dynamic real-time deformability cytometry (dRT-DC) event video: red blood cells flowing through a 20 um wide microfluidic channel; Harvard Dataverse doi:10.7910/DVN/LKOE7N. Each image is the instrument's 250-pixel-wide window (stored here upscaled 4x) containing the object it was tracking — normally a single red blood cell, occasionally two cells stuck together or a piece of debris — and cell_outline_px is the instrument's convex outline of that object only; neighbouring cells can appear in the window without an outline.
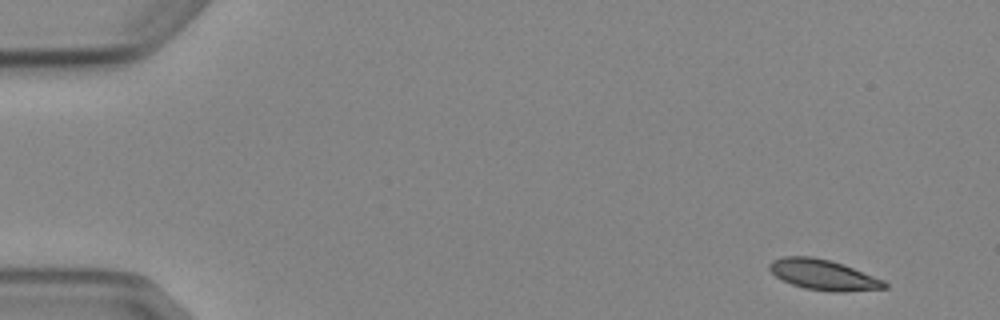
{"species": "Egyptian fruit bat (a non-hibernating species)", "species_latin": "Rousettus aegyptiacus", "temperature_condition": "cold", "stored_images_in_passage": 8, "camera_frame_rate_fps": 3000, "um_per_image_px": 0.085, "animal": {"sex": "female"}, "frame": {"image": 1, "passage_image": 1, "time_ms": 0.0, "image_size_px": [1000, 320], "cell_outline_px": [[888, 288], [844, 292], [832, 292], [804, 288], [792, 284], [776, 276], [768, 268], [768, 264], [772, 260], [784, 256], [812, 256], [832, 260], [844, 264], [884, 280], [888, 284]], "centroid_in_image_um": [70.0, 23.35], "position_along_channel_um": 15.0, "area_um2": 20.58}}
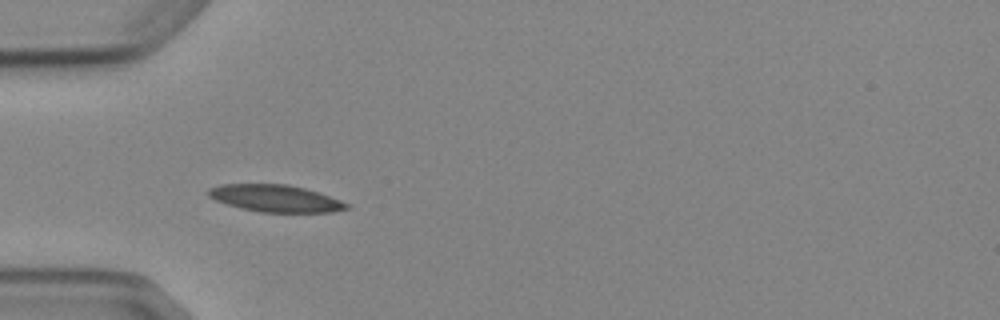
{"frame": {"image": 2, "passage_image": 4, "time_ms": 4.333, "image_size_px": [1000, 320], "cell_outline_px": [[352, 208], [332, 212], [260, 212], [240, 208], [216, 200], [208, 196], [208, 188], [220, 184], [288, 184], [320, 192], [352, 204]], "centroid_in_image_um": [23.48, 16.86], "position_along_channel_um": 61.5, "area_um2": 22.02}}
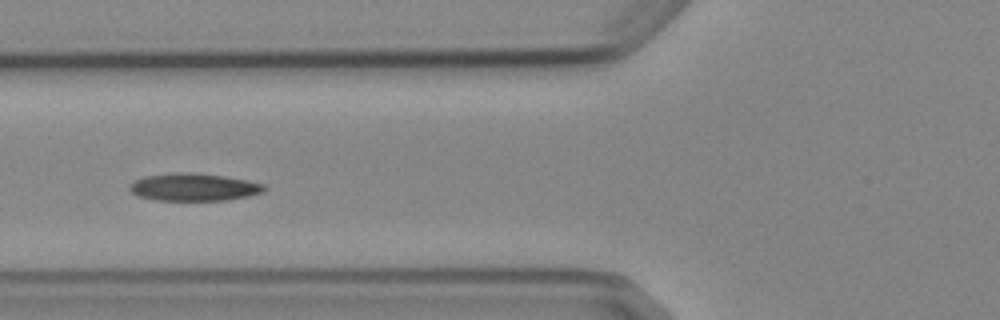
{"frame": {"image": 3, "passage_image": 5, "time_ms": 5.667, "image_size_px": [1000, 320], "cell_outline_px": [[268, 188], [264, 192], [248, 196], [224, 200], [156, 200], [140, 196], [132, 192], [128, 188], [136, 180], [144, 176], [176, 172], [188, 172], [224, 176], [248, 180], [264, 184]], "centroid_in_image_um": [16.52, 15.9], "position_along_channel_um": 109.3, "area_um2": 21.5}}